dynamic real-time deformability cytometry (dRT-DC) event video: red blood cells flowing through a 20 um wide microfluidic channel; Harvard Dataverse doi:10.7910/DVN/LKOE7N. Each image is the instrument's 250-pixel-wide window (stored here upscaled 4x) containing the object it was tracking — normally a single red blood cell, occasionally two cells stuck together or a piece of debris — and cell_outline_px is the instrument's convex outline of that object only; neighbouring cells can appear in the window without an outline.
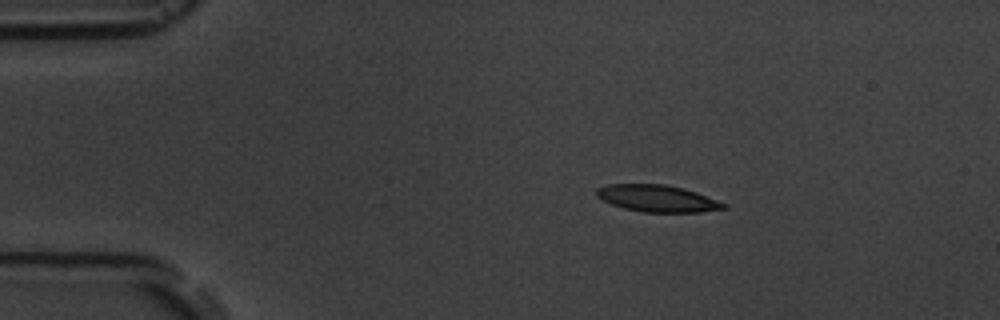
{"species": "common noctule bat (a hibernating species)", "species_latin": "Nyctalus noctula", "temperature_condition": "room temperature", "stored_images_in_passage": 4, "camera_frame_rate_fps": 3000, "um_per_image_px": 0.085, "animal": {"sex": "male", "body_mass_g": 19.5, "forearm_length_mm": 54.6}, "frame": {"image": 1, "passage_image": 1, "time_ms": 0.0, "image_size_px": [1000, 320], "cell_outline_px": [[728, 208], [700, 212], [644, 212], [624, 208], [612, 204], [596, 196], [596, 188], [608, 184], [664, 184], [696, 192], [728, 204]], "centroid_in_image_um": [55.89, 16.87], "position_along_channel_um": 29.1, "area_um2": 19.77}}
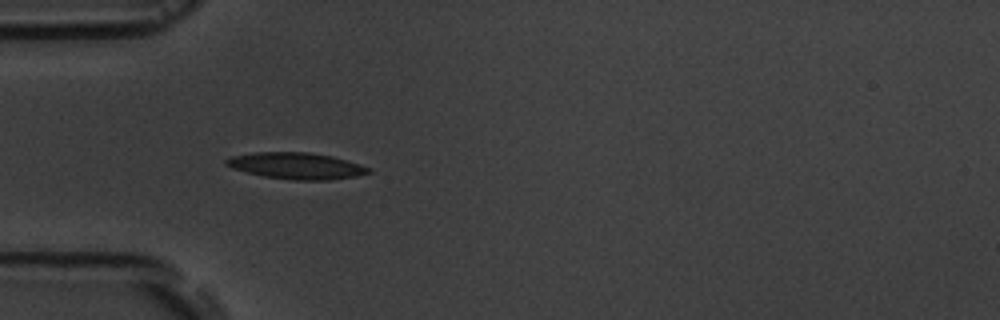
{"frame": {"image": 2, "passage_image": 3, "time_ms": 2.333, "image_size_px": [1000, 320], "cell_outline_px": [[372, 172], [356, 176], [328, 180], [292, 180], [264, 176], [232, 168], [224, 164], [224, 160], [232, 156], [252, 152], [308, 152], [332, 156], [360, 164], [372, 168]], "centroid_in_image_um": [25.2, 14.09], "position_along_channel_um": 59.8, "area_um2": 21.96}}
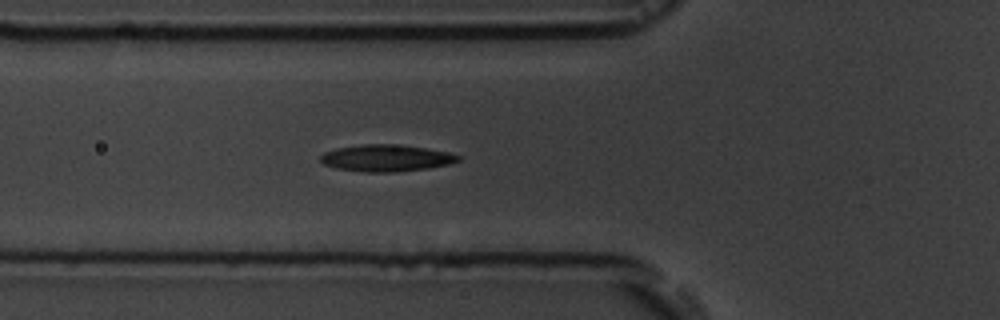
{"frame": {"image": 3, "passage_image": 4, "time_ms": 3.333, "image_size_px": [1000, 320], "cell_outline_px": [[460, 160], [452, 164], [428, 168], [396, 172], [364, 172], [336, 168], [324, 164], [320, 160], [320, 156], [324, 152], [336, 148], [360, 144], [388, 144], [424, 148], [448, 152], [460, 156]], "centroid_in_image_um": [32.82, 13.44], "position_along_channel_um": 93.0, "area_um2": 21.44}}